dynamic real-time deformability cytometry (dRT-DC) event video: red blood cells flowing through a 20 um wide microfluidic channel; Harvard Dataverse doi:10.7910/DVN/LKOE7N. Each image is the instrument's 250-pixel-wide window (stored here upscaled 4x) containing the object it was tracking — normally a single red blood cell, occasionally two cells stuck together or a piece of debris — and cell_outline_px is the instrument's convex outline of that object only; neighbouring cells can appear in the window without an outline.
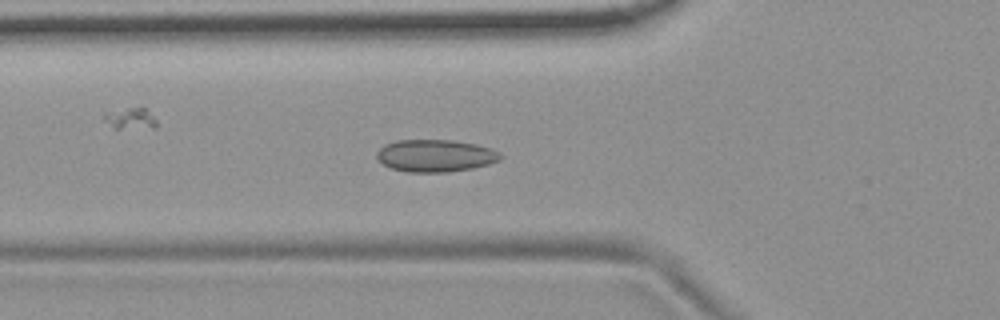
{"species": "common noctule bat (a hibernating species)", "species_latin": "Nyctalus noctula", "temperature_condition": "room temperature", "stored_images_in_passage": 53, "camera_frame_rate_fps": 3000, "um_per_image_px": 0.085, "animal": {"sex": "female", "body_mass_g": 19.9}, "frame": {"image": 1, "passage_image": 18, "time_ms": 5.667, "image_size_px": [1000, 320], "cell_outline_px": [[504, 156], [500, 160], [488, 164], [472, 168], [448, 172], [408, 172], [392, 168], [384, 164], [376, 156], [376, 152], [384, 144], [396, 140], [452, 140], [476, 144], [492, 148], [500, 152]], "centroid_in_image_um": [37.03, 13.22], "position_along_channel_um": 88.8, "area_um2": 23.35}}
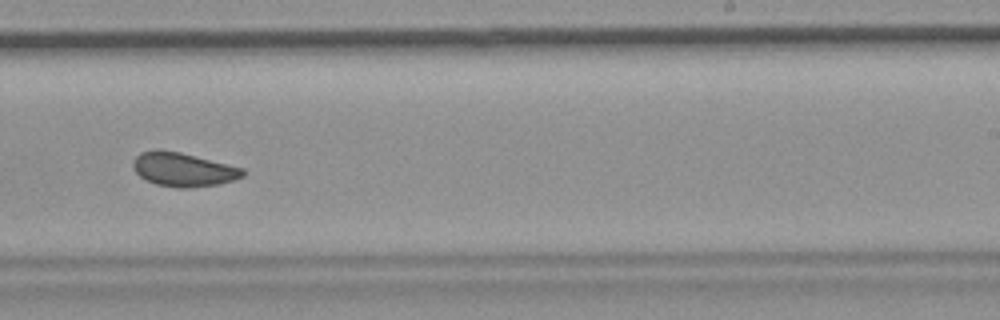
{"frame": {"image": 2, "passage_image": 33, "time_ms": 10.667, "image_size_px": [1000, 320], "cell_outline_px": [[244, 176], [236, 180], [220, 184], [188, 188], [176, 188], [156, 184], [140, 176], [132, 168], [132, 160], [140, 152], [156, 148], [160, 148], [180, 152], [244, 168]], "centroid_in_image_um": [15.56, 14.4], "position_along_channel_um": 273.4, "area_um2": 21.96}}
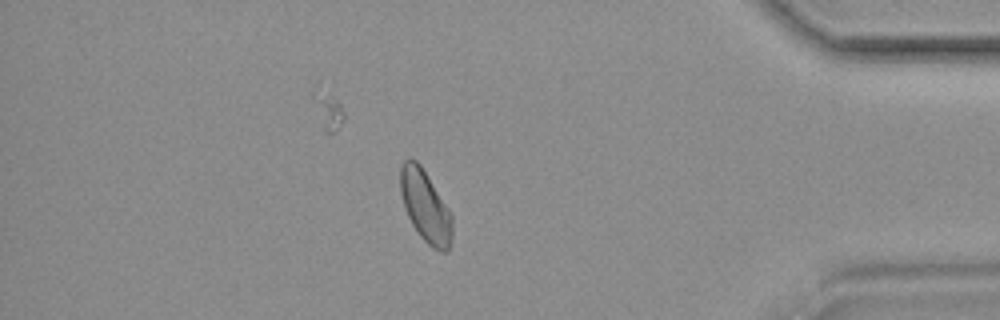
{"frame": {"image": 3, "passage_image": 46, "time_ms": 15.0, "image_size_px": [1000, 320], "cell_outline_px": [[452, 236], [448, 252], [444, 252], [432, 248], [420, 236], [412, 224], [404, 208], [400, 192], [400, 168], [404, 160], [416, 160], [420, 164], [448, 208], [452, 216]], "centroid_in_image_um": [36.15, 17.55], "position_along_channel_um": 399.0, "area_um2": 21.5}, "authors_computed_cell_mechanics": {"area_um2": 21.964, "velocity_mm_per_s": 3.6936, "shape_relaxation_time_tau1_ms": null, "shape_relaxation_time_tau2_ms": 1.3815, "deformation_change_tau1": null, "deformation_change_tau2": 0.0594}}